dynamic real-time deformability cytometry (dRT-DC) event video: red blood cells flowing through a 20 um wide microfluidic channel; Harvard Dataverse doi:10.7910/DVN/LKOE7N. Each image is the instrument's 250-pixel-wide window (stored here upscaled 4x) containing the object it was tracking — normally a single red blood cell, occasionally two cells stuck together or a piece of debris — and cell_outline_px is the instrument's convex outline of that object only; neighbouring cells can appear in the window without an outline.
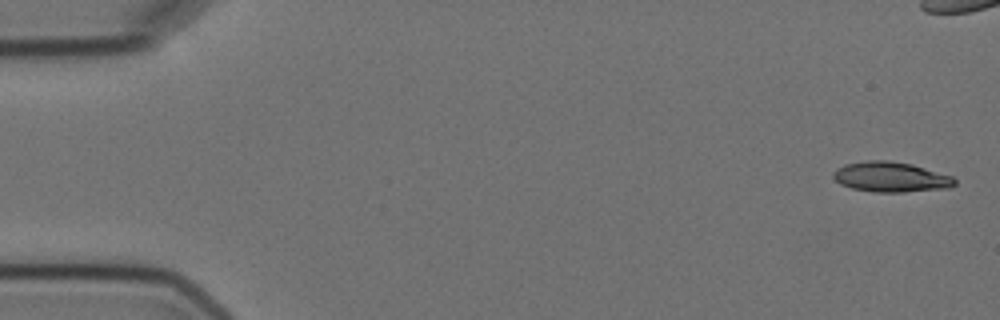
{"species": "Egyptian fruit bat (a non-hibernating species)", "species_latin": "Rousettus aegyptiacus", "temperature_condition": "cold", "stored_images_in_passage": 6, "camera_frame_rate_fps": 3000, "um_per_image_px": 0.085, "animal": {"sex": "female"}, "frame": {"image": 1, "passage_image": 1, "time_ms": 0.0, "image_size_px": [1000, 320], "cell_outline_px": [[956, 184], [948, 188], [904, 192], [872, 192], [852, 188], [840, 184], [832, 176], [832, 172], [836, 168], [844, 164], [868, 160], [888, 160], [912, 164], [952, 176], [956, 180]], "centroid_in_image_um": [75.69, 15.04], "position_along_channel_um": 9.3, "area_um2": 21.44}}
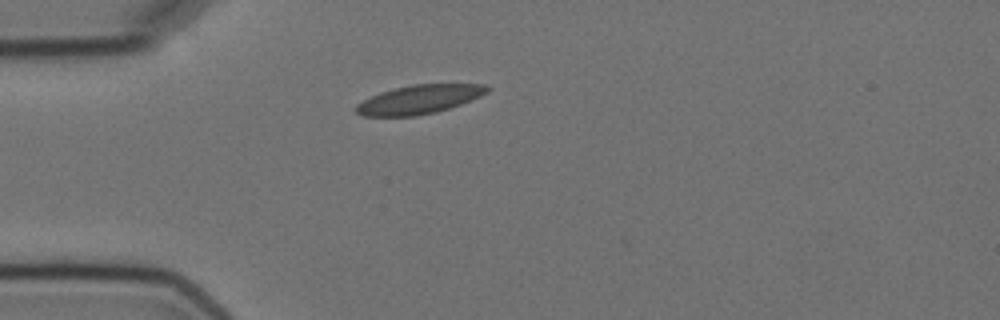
{"frame": {"image": 2, "passage_image": 6, "time_ms": 6.0, "image_size_px": [1000, 320], "cell_outline_px": [[492, 88], [488, 92], [480, 96], [460, 104], [436, 112], [416, 116], [364, 116], [356, 112], [356, 104], [380, 92], [412, 84], [488, 84]], "centroid_in_image_um": [35.66, 8.44], "position_along_channel_um": 49.3, "area_um2": 21.91}}